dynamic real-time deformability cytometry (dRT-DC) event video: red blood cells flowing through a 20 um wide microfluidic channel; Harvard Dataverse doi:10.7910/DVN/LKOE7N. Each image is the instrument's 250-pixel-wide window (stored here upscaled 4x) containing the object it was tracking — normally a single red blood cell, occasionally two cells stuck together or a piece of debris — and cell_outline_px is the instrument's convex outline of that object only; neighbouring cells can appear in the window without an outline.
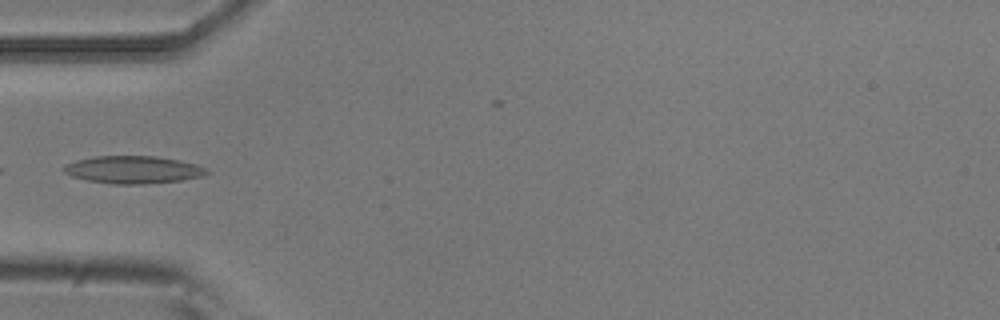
{"species": "common noctule bat (a hibernating species)", "species_latin": "Nyctalus noctula", "temperature_condition": "room temperature", "stored_images_in_passage": 7, "camera_frame_rate_fps": 3000, "um_per_image_px": 0.085, "animal": {"sex": "male", "body_mass_g": 20.5, "forearm_length_mm": 52.5}, "frame": {"image": 1, "passage_image": 5, "time_ms": 1.333, "image_size_px": [1000, 320], "cell_outline_px": [[212, 172], [204, 176], [180, 180], [144, 184], [112, 184], [88, 180], [72, 176], [64, 172], [64, 168], [68, 164], [76, 160], [96, 156], [156, 156], [180, 160], [196, 164]], "centroid_in_image_um": [11.37, 14.42], "position_along_channel_um": 73.6, "area_um2": 22.83}}
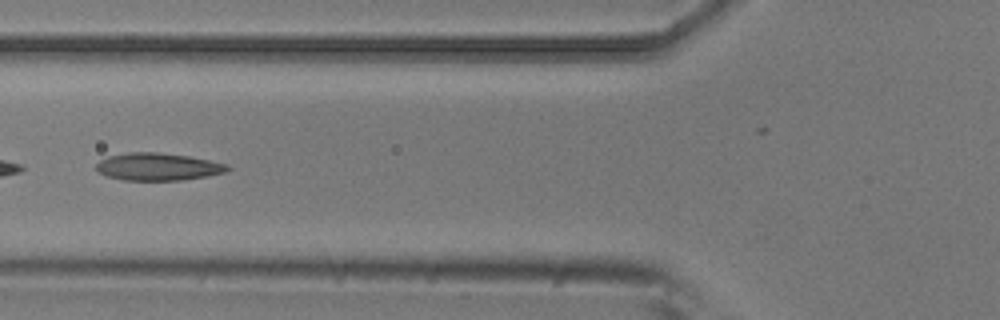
{"frame": {"image": 2, "passage_image": 6, "time_ms": 1.667, "image_size_px": [1000, 320], "cell_outline_px": [[232, 168], [224, 172], [208, 176], [180, 180], [124, 180], [108, 176], [96, 172], [96, 164], [100, 160], [108, 156], [128, 152], [156, 152], [188, 156], [228, 164]], "centroid_in_image_um": [13.41, 14.17], "position_along_channel_um": 112.4, "area_um2": 20.98}}